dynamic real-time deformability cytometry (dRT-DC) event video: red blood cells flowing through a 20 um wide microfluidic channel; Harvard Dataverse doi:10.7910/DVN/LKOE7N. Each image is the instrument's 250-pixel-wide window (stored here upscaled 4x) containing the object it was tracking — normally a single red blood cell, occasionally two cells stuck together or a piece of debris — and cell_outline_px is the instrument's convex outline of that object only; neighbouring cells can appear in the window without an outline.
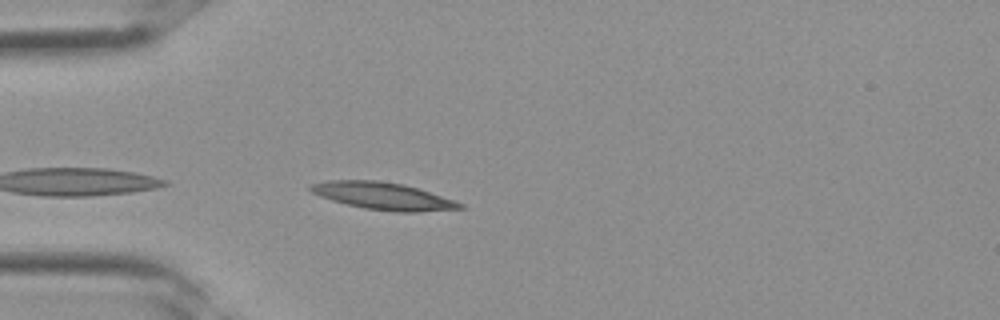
{"species": "Egyptian fruit bat (a non-hibernating species)", "species_latin": "Rousettus aegyptiacus", "temperature_condition": "room temperature", "stored_images_in_passage": 2, "camera_frame_rate_fps": 3000, "um_per_image_px": 0.085, "frame": {"image": 1, "passage_image": 2, "time_ms": 0.333, "image_size_px": [1000, 320], "cell_outline_px": [[468, 208], [416, 212], [396, 212], [364, 208], [332, 200], [320, 196], [312, 192], [308, 188], [312, 184], [328, 180], [376, 180], [404, 184], [456, 200], [464, 204]], "centroid_in_image_um": [32.62, 16.66], "position_along_channel_um": 52.4, "area_um2": 23.7}}